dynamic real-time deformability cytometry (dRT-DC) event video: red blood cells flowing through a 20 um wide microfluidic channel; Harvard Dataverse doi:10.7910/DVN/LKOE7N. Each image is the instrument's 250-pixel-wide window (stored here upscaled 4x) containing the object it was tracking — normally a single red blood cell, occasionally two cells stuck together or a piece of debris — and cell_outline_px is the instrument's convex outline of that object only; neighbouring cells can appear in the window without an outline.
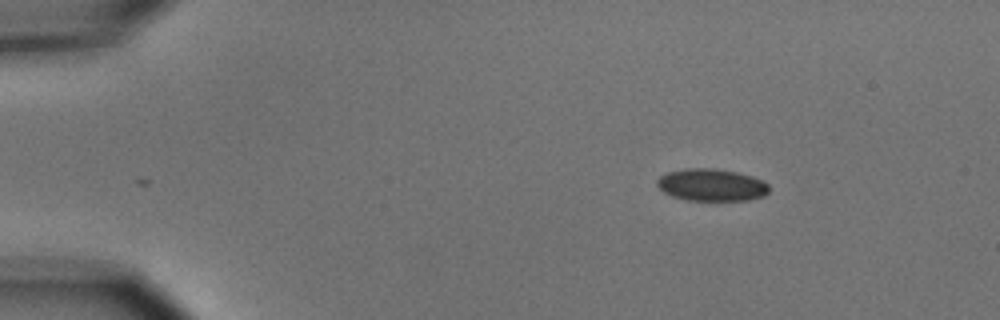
{"species": "common noctule bat (a hibernating species)", "species_latin": "Nyctalus noctula", "temperature_condition": "cold", "stored_images_in_passage": 3, "camera_frame_rate_fps": 3000, "um_per_image_px": 0.085, "animal": {"sex": "male", "body_mass_g": 15.6}, "frame": {"image": 1, "passage_image": 3, "time_ms": 2.333, "image_size_px": [1000, 320], "cell_outline_px": [[768, 192], [764, 196], [748, 200], [688, 200], [672, 196], [664, 192], [656, 184], [656, 180], [660, 176], [668, 172], [688, 168], [716, 168], [736, 172], [752, 176], [768, 184]], "centroid_in_image_um": [60.47, 15.71], "position_along_channel_um": 24.5, "area_um2": 20.92}}